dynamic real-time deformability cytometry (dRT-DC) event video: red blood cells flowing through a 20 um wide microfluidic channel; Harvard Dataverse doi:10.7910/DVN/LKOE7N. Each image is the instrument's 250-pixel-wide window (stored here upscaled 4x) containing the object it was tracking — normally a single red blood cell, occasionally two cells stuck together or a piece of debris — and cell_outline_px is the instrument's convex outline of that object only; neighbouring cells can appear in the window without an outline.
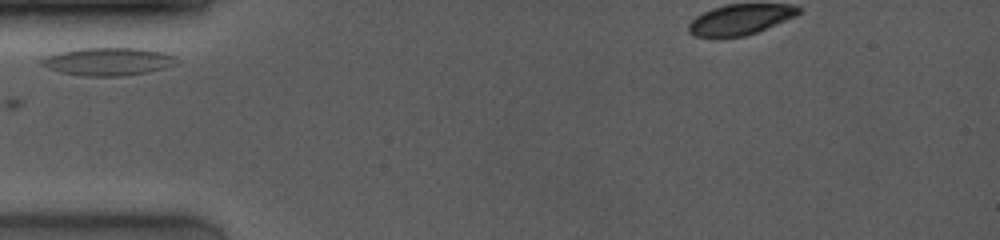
{"species": "common noctule bat (a hibernating species)", "species_latin": "Nyctalus noctula", "temperature_condition": "room temperature", "stored_images_in_passage": 16, "camera_frame_rate_fps": 4000, "um_per_image_px": 0.085, "animal": {"sex": "female", "body_mass_g": 19.0, "forearm_length_mm": 53.3}, "frame": {"image": 1, "passage_image": 1, "time_ms": 0.0, "image_size_px": [1000, 240], "cell_outline_px": [[180, 60], [176, 64], [164, 68], [148, 72], [120, 76], [80, 76], [60, 72], [48, 68], [40, 64], [40, 60], [44, 56], [60, 52], [80, 48], [140, 48], [164, 52], [176, 56]], "centroid_in_image_um": [9.2, 5.23], "position_along_channel_um": 75.8, "area_um2": 22.14}}